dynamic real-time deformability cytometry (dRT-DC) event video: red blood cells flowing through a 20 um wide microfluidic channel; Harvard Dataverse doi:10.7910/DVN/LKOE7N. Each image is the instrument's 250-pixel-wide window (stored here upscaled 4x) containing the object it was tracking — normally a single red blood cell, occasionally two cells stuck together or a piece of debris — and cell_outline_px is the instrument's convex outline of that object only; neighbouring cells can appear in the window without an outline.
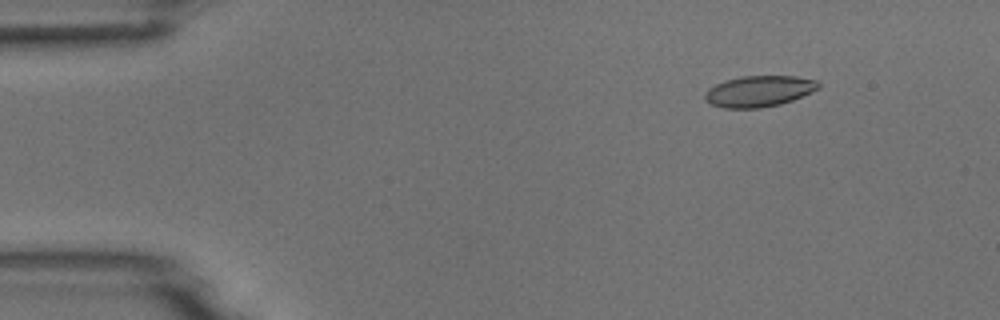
{"species": "common noctule bat (a hibernating species)", "species_latin": "Nyctalus noctula", "temperature_condition": "room temperature", "stored_images_in_passage": 9, "camera_frame_rate_fps": 3000, "um_per_image_px": 0.085, "animal": {"sex": "male", "body_mass_g": 18.8}, "frame": {"image": 1, "passage_image": 2, "time_ms": 1.333, "image_size_px": [1000, 320], "cell_outline_px": [[820, 88], [812, 92], [792, 100], [780, 104], [760, 108], [724, 108], [712, 104], [704, 100], [704, 96], [708, 88], [724, 80], [740, 76], [796, 76], [816, 80], [820, 84]], "centroid_in_image_um": [64.51, 7.75], "position_along_channel_um": 20.5, "area_um2": 20.63}}